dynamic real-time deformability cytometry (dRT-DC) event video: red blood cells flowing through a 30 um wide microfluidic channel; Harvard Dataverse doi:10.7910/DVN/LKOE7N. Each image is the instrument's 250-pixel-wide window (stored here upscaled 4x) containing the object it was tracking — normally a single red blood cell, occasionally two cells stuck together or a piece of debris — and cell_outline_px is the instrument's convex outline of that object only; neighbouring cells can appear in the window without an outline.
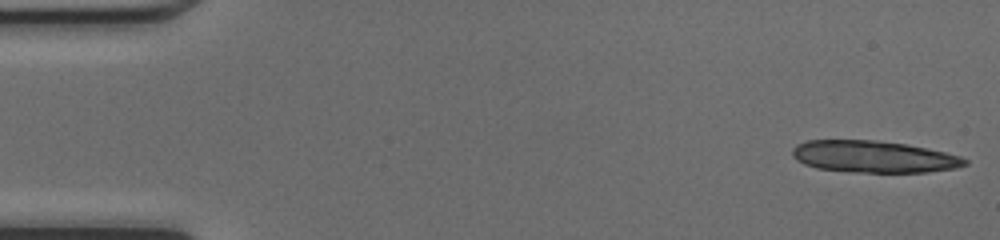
{"species": "common noctule bat (a hibernating species)", "species_latin": "Nyctalus noctula", "temperature_condition": "cold", "stored_images_in_passage": 14, "camera_frame_rate_fps": 3000, "um_per_image_px": 0.085, "animal": {"sex": "female", "body_mass_g": 17.0, "forearm_length_mm": 48.0}, "frame": {"image": 1, "passage_image": 1, "time_ms": 0.0, "image_size_px": [1000, 240], "cell_outline_px": [[968, 164], [956, 168], [928, 172], [852, 172], [816, 168], [804, 164], [796, 160], [792, 156], [792, 148], [796, 144], [808, 140], [876, 140], [904, 144], [928, 148], [960, 156], [968, 160]], "centroid_in_image_um": [74.24, 13.32], "position_along_channel_um": 10.8, "area_um2": 32.14}}